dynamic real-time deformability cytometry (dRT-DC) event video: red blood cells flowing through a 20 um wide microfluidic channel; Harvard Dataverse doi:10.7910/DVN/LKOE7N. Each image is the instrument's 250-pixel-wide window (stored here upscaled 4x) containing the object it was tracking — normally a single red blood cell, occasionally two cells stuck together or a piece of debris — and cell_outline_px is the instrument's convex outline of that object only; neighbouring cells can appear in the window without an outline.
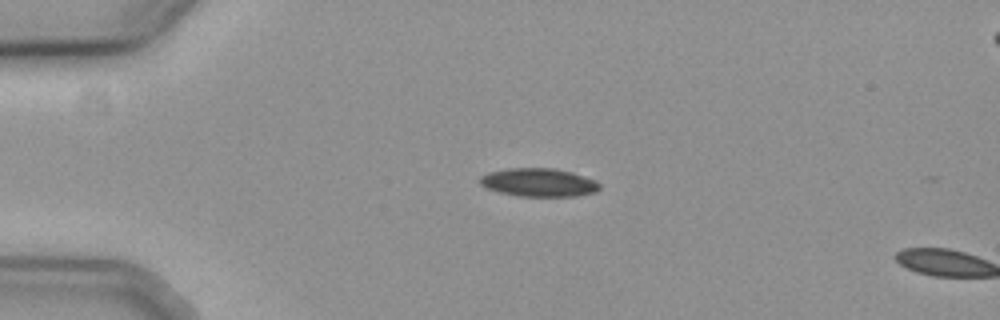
{"species": "common noctule bat (a hibernating species)", "species_latin": "Nyctalus noctula", "temperature_condition": "cold", "stored_images_in_passage": 2, "camera_frame_rate_fps": 3000, "um_per_image_px": 0.085, "animal": {"sex": "female", "body_mass_g": 19.3, "forearm_length_mm": 54.1}, "frame": {"image": 1, "passage_image": 1, "time_ms": 0.0, "image_size_px": [1000, 320], "cell_outline_px": [[600, 188], [596, 192], [576, 196], [516, 196], [484, 188], [480, 184], [480, 176], [488, 172], [508, 168], [556, 168], [572, 172], [596, 180], [600, 184]], "centroid_in_image_um": [45.79, 15.5], "position_along_channel_um": 39.2, "area_um2": 19.94}}